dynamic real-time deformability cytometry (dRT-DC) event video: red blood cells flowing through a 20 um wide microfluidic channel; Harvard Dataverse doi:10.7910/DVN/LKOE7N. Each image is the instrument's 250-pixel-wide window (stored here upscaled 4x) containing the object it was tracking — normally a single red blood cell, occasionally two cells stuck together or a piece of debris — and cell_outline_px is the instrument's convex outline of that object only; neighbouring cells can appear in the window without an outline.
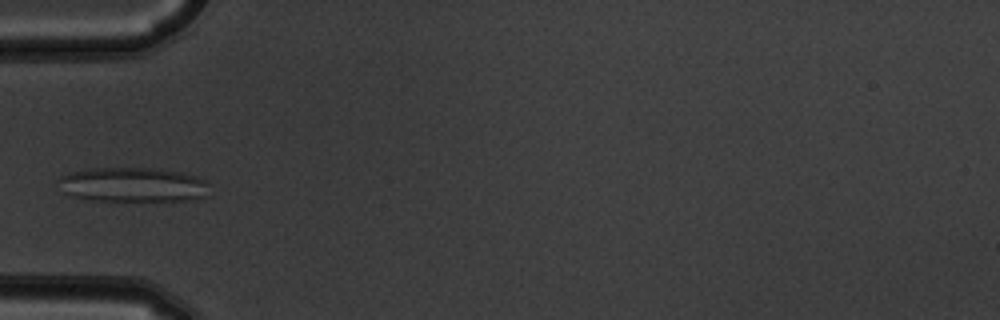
{"species": "common noctule bat (a hibernating species)", "species_latin": "Nyctalus noctula", "temperature_condition": "warm", "stored_images_in_passage": 6, "camera_frame_rate_fps": 3000, "um_per_image_px": 0.085, "animal": {"sex": "male", "body_mass_g": 19.5, "forearm_length_mm": 54.6}, "frame": {"image": 1, "passage_image": 5, "time_ms": 1.333, "image_size_px": [1000, 320], "cell_outline_px": [[208, 196], [184, 200], [88, 200], [72, 196], [64, 192], [56, 180], [60, 176], [68, 172], [88, 168], [152, 168], [180, 172], [196, 176], [204, 180], [208, 184]], "centroid_in_image_um": [11.24, 15.69], "position_along_channel_um": 73.8, "area_um2": 30.4}}
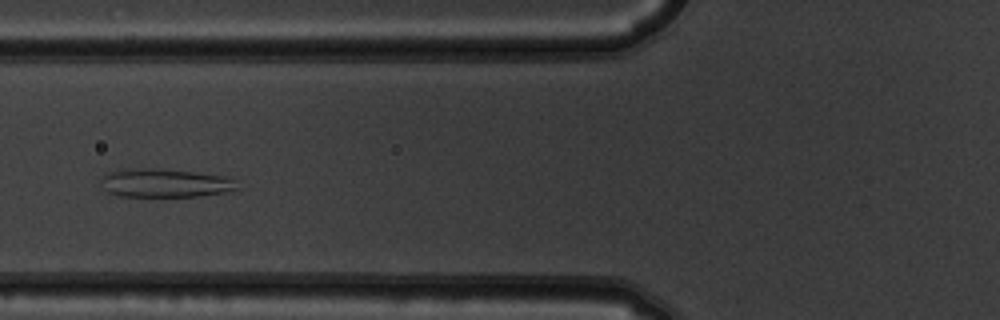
{"frame": {"image": 2, "passage_image": 6, "time_ms": 1.667, "image_size_px": [1000, 320], "cell_outline_px": [[236, 188], [224, 192], [200, 196], [120, 196], [108, 192], [104, 188], [100, 180], [100, 176], [108, 172], [128, 168], [160, 168], [232, 176]], "centroid_in_image_um": [13.99, 15.53], "position_along_channel_um": 111.8, "area_um2": 22.83}}